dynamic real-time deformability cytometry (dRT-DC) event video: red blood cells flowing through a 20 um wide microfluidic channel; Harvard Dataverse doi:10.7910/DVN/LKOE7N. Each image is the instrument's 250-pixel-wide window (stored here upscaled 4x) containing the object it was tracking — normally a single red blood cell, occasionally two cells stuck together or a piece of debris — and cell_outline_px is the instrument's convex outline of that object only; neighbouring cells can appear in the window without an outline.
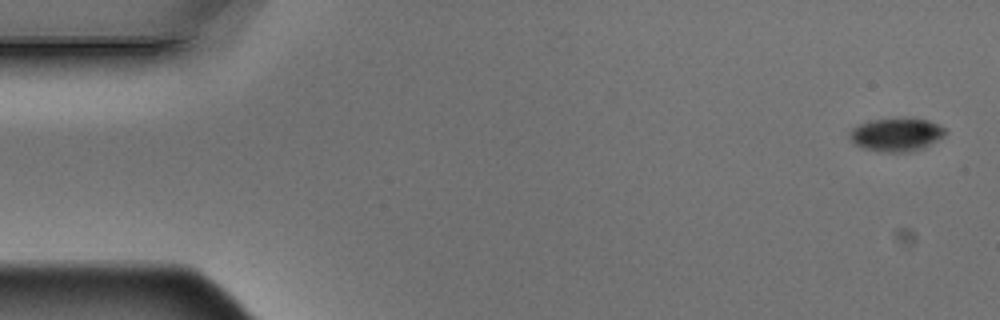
{"species": "Egyptian fruit bat (a non-hibernating species)", "species_latin": "Rousettus aegyptiacus", "temperature_condition": "warm", "stored_images_in_passage": 5, "camera_frame_rate_fps": 3000, "um_per_image_px": 0.085, "animal": {"sex": "male"}, "frame": {"image": 1, "passage_image": 1, "time_ms": 0.0, "image_size_px": [1000, 320], "cell_outline_px": [[948, 132], [944, 136], [924, 148], [908, 152], [880, 152], [864, 148], [856, 144], [848, 136], [848, 132], [852, 128], [860, 124], [872, 120], [900, 116], [912, 116], [928, 120], [940, 124]], "centroid_in_image_um": [76.23, 11.4], "position_along_channel_um": 8.8, "area_um2": 19.19}}
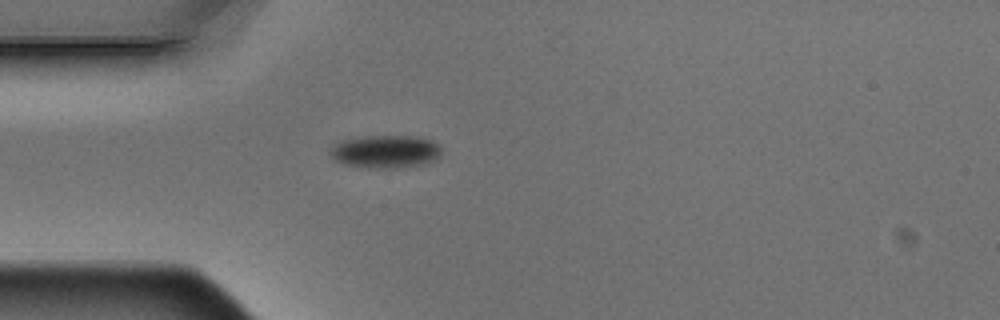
{"frame": {"image": 2, "passage_image": 5, "time_ms": 1.333, "image_size_px": [1000, 320], "cell_outline_px": [[440, 156], [424, 164], [404, 168], [368, 168], [344, 164], [336, 160], [328, 152], [328, 148], [332, 144], [344, 140], [364, 136], [412, 136], [432, 140], [440, 148]], "centroid_in_image_um": [32.72, 12.89], "position_along_channel_um": 52.3, "area_um2": 21.44}}